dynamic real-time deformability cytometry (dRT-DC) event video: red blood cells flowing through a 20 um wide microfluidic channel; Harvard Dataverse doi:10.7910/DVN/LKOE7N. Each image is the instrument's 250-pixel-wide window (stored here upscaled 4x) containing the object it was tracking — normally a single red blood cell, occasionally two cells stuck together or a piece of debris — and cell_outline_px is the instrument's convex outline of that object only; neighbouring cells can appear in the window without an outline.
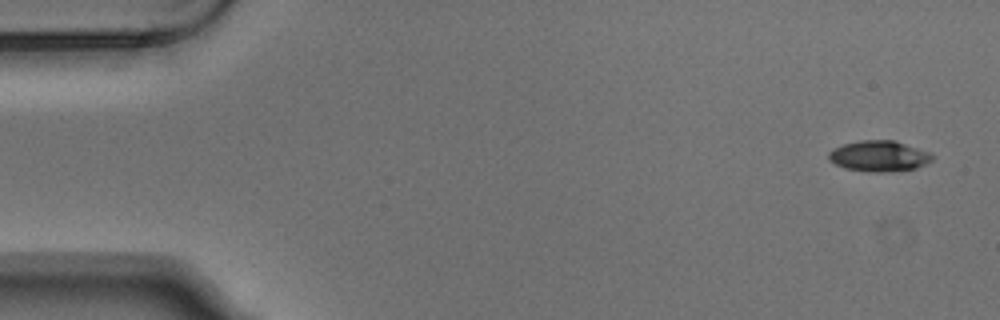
{"species": "Egyptian fruit bat (a non-hibernating species)", "species_latin": "Rousettus aegyptiacus", "temperature_condition": "warm", "stored_images_in_passage": 4, "camera_frame_rate_fps": 3000, "um_per_image_px": 0.085, "animal": {"sex": "male"}, "frame": {"image": 1, "passage_image": 1, "time_ms": 0.0, "image_size_px": [1000, 320], "cell_outline_px": [[936, 156], [932, 160], [916, 168], [888, 172], [868, 172], [844, 168], [828, 160], [828, 152], [832, 148], [844, 144], [860, 140], [896, 140], [928, 152]], "centroid_in_image_um": [74.69, 13.26], "position_along_channel_um": 10.3, "area_um2": 18.73}}